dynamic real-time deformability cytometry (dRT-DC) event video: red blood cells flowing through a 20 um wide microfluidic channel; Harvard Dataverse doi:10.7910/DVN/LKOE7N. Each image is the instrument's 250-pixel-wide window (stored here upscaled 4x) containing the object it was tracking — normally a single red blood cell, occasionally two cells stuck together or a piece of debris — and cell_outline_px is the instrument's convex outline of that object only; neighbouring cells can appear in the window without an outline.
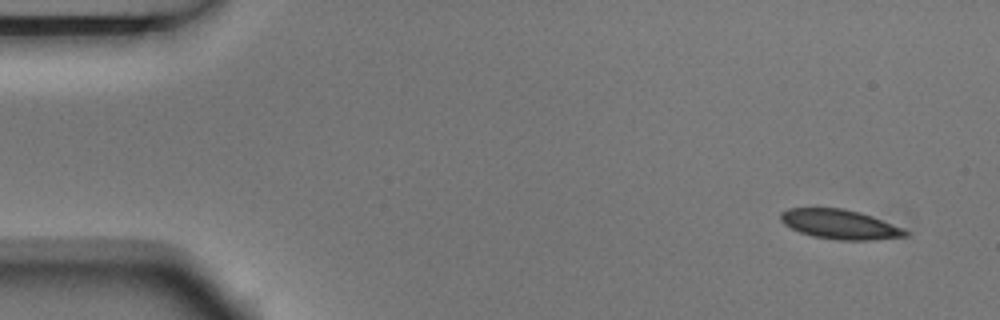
{"species": "Egyptian fruit bat (a non-hibernating species)", "species_latin": "Rousettus aegyptiacus", "temperature_condition": "room temperature", "stored_images_in_passage": 5, "segment_of_instrument_passage": [2, 2], "camera_frame_rate_fps": 3000, "um_per_image_px": 0.085, "animal": {"sex": "male"}, "frame": {"image": 1, "passage_image": 5, "time_ms": 1.333, "image_size_px": [1000, 320], "cell_outline_px": [[908, 236], [872, 240], [840, 240], [812, 236], [800, 232], [784, 224], [780, 220], [780, 212], [788, 208], [844, 208], [860, 212], [872, 216], [904, 228], [908, 232]], "centroid_in_image_um": [71.39, 19.06], "position_along_channel_um": 13.6, "area_um2": 21.5}}